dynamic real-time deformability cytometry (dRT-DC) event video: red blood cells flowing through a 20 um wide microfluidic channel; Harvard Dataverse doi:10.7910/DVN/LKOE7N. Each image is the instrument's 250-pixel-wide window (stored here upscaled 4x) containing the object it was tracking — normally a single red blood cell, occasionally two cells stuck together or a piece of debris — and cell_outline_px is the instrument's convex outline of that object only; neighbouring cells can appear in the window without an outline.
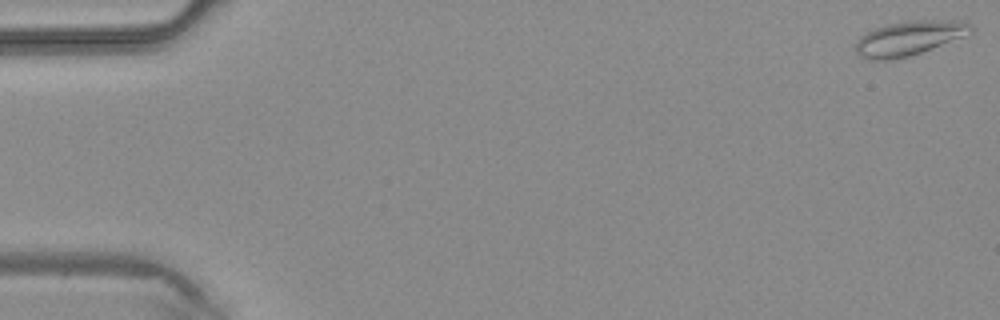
{"species": "common noctule bat (a hibernating species)", "species_latin": "Nyctalus noctula", "temperature_condition": "warm", "stored_images_in_passage": 10, "camera_frame_rate_fps": 3000, "um_per_image_px": 0.085, "animal": {"sex": "male", "body_mass_g": 20.4}, "frame": {"image": 1, "passage_image": 1, "time_ms": 0.0, "image_size_px": [1000, 320], "cell_outline_px": [[976, 28], [972, 32], [964, 36], [920, 52], [908, 56], [888, 60], [868, 60], [860, 56], [856, 52], [856, 44], [860, 36], [872, 28], [884, 24], [908, 20], [968, 20]], "centroid_in_image_um": [77.29, 3.21], "position_along_channel_um": 7.7, "area_um2": 23.41}}